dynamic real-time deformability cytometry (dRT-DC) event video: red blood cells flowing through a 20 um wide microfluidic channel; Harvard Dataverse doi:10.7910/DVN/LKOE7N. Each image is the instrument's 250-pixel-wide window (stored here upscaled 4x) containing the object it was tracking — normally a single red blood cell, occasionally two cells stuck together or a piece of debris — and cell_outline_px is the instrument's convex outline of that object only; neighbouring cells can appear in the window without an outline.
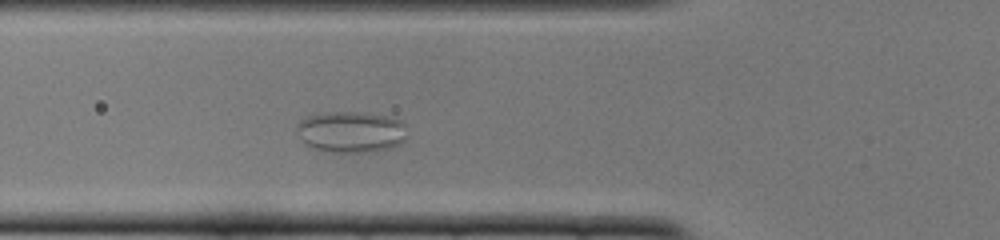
{"species": "common noctule bat (a hibernating species)", "species_latin": "Nyctalus noctula", "temperature_condition": "cold", "stored_images_in_passage": 34, "camera_frame_rate_fps": 3000, "um_per_image_px": 0.085, "animal": {"sex": "female", "body_mass_g": 22.0, "forearm_length_mm": 56.7}, "frame": {"image": 1, "passage_image": 6, "time_ms": 1.667, "image_size_px": [1000, 240], "cell_outline_px": [[408, 136], [400, 144], [388, 148], [372, 152], [332, 152], [312, 148], [304, 144], [296, 128], [300, 120], [308, 116], [324, 112], [364, 112], [388, 116], [400, 120], [404, 124]], "centroid_in_image_um": [29.85, 11.21], "position_along_channel_um": 95.9, "area_um2": 26.76}}
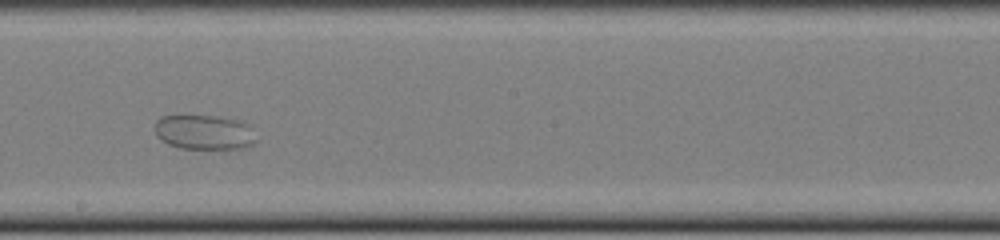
{"frame": {"image": 2, "passage_image": 17, "time_ms": 5.333, "image_size_px": [1000, 240], "cell_outline_px": [[256, 144], [248, 148], [180, 148], [168, 144], [160, 140], [156, 136], [156, 120], [160, 116], [212, 116], [244, 120], [248, 124], [256, 140]], "centroid_in_image_um": [17.38, 11.24], "position_along_channel_um": 230.8, "area_um2": 20.58}}